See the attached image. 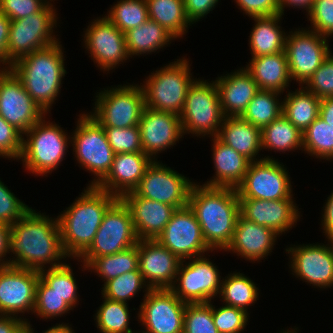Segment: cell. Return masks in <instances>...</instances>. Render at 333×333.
<instances>
[{
	"mask_svg": "<svg viewBox=\"0 0 333 333\" xmlns=\"http://www.w3.org/2000/svg\"><path fill=\"white\" fill-rule=\"evenodd\" d=\"M8 254L13 258L8 257L7 265L15 267L40 271L63 265L69 257L61 244L58 218L31 208L10 226Z\"/></svg>",
	"mask_w": 333,
	"mask_h": 333,
	"instance_id": "obj_1",
	"label": "cell"
},
{
	"mask_svg": "<svg viewBox=\"0 0 333 333\" xmlns=\"http://www.w3.org/2000/svg\"><path fill=\"white\" fill-rule=\"evenodd\" d=\"M188 205L200 224L207 246L212 251H225L232 241L240 215L237 189L195 182L190 190Z\"/></svg>",
	"mask_w": 333,
	"mask_h": 333,
	"instance_id": "obj_2",
	"label": "cell"
},
{
	"mask_svg": "<svg viewBox=\"0 0 333 333\" xmlns=\"http://www.w3.org/2000/svg\"><path fill=\"white\" fill-rule=\"evenodd\" d=\"M117 199L96 186H87L84 192L57 216L61 244L70 259H78L90 247L105 212Z\"/></svg>",
	"mask_w": 333,
	"mask_h": 333,
	"instance_id": "obj_3",
	"label": "cell"
},
{
	"mask_svg": "<svg viewBox=\"0 0 333 333\" xmlns=\"http://www.w3.org/2000/svg\"><path fill=\"white\" fill-rule=\"evenodd\" d=\"M60 41L35 50L19 59L10 69L21 80L24 89L48 115L60 94L65 77V54Z\"/></svg>",
	"mask_w": 333,
	"mask_h": 333,
	"instance_id": "obj_4",
	"label": "cell"
},
{
	"mask_svg": "<svg viewBox=\"0 0 333 333\" xmlns=\"http://www.w3.org/2000/svg\"><path fill=\"white\" fill-rule=\"evenodd\" d=\"M65 131L44 116L23 134L19 160L27 172L35 176H48V173L59 168L71 145V136Z\"/></svg>",
	"mask_w": 333,
	"mask_h": 333,
	"instance_id": "obj_5",
	"label": "cell"
},
{
	"mask_svg": "<svg viewBox=\"0 0 333 333\" xmlns=\"http://www.w3.org/2000/svg\"><path fill=\"white\" fill-rule=\"evenodd\" d=\"M190 66L188 58L182 57L152 71L144 84L140 83L145 107L180 115L189 86L196 79L192 77Z\"/></svg>",
	"mask_w": 333,
	"mask_h": 333,
	"instance_id": "obj_6",
	"label": "cell"
},
{
	"mask_svg": "<svg viewBox=\"0 0 333 333\" xmlns=\"http://www.w3.org/2000/svg\"><path fill=\"white\" fill-rule=\"evenodd\" d=\"M183 134L215 137L225 118L215 82L195 79L189 86L179 115Z\"/></svg>",
	"mask_w": 333,
	"mask_h": 333,
	"instance_id": "obj_7",
	"label": "cell"
},
{
	"mask_svg": "<svg viewBox=\"0 0 333 333\" xmlns=\"http://www.w3.org/2000/svg\"><path fill=\"white\" fill-rule=\"evenodd\" d=\"M78 116L77 127L71 133L74 158L81 168L94 175L88 186H96L108 174L115 153L103 127L88 112Z\"/></svg>",
	"mask_w": 333,
	"mask_h": 333,
	"instance_id": "obj_8",
	"label": "cell"
},
{
	"mask_svg": "<svg viewBox=\"0 0 333 333\" xmlns=\"http://www.w3.org/2000/svg\"><path fill=\"white\" fill-rule=\"evenodd\" d=\"M54 6L48 3L37 13L11 21L7 48V63L10 66L31 52L59 41L54 34L59 18Z\"/></svg>",
	"mask_w": 333,
	"mask_h": 333,
	"instance_id": "obj_9",
	"label": "cell"
},
{
	"mask_svg": "<svg viewBox=\"0 0 333 333\" xmlns=\"http://www.w3.org/2000/svg\"><path fill=\"white\" fill-rule=\"evenodd\" d=\"M97 93L93 111L88 114L102 127L128 128L139 124L145 108L144 93L139 84H121Z\"/></svg>",
	"mask_w": 333,
	"mask_h": 333,
	"instance_id": "obj_10",
	"label": "cell"
},
{
	"mask_svg": "<svg viewBox=\"0 0 333 333\" xmlns=\"http://www.w3.org/2000/svg\"><path fill=\"white\" fill-rule=\"evenodd\" d=\"M203 255L181 260L171 290L185 303H207L218 297L221 276L218 266ZM188 260V261H186Z\"/></svg>",
	"mask_w": 333,
	"mask_h": 333,
	"instance_id": "obj_11",
	"label": "cell"
},
{
	"mask_svg": "<svg viewBox=\"0 0 333 333\" xmlns=\"http://www.w3.org/2000/svg\"><path fill=\"white\" fill-rule=\"evenodd\" d=\"M129 208L118 198L105 212L90 247L79 258H97L138 244Z\"/></svg>",
	"mask_w": 333,
	"mask_h": 333,
	"instance_id": "obj_12",
	"label": "cell"
},
{
	"mask_svg": "<svg viewBox=\"0 0 333 333\" xmlns=\"http://www.w3.org/2000/svg\"><path fill=\"white\" fill-rule=\"evenodd\" d=\"M328 38L307 28L289 31L284 51L292 80L303 86L332 52Z\"/></svg>",
	"mask_w": 333,
	"mask_h": 333,
	"instance_id": "obj_13",
	"label": "cell"
},
{
	"mask_svg": "<svg viewBox=\"0 0 333 333\" xmlns=\"http://www.w3.org/2000/svg\"><path fill=\"white\" fill-rule=\"evenodd\" d=\"M264 158L250 163L243 182L236 188L239 198L293 199L287 167L273 156L267 155Z\"/></svg>",
	"mask_w": 333,
	"mask_h": 333,
	"instance_id": "obj_14",
	"label": "cell"
},
{
	"mask_svg": "<svg viewBox=\"0 0 333 333\" xmlns=\"http://www.w3.org/2000/svg\"><path fill=\"white\" fill-rule=\"evenodd\" d=\"M137 317L145 330L138 333H183L187 303L171 289H150L144 293Z\"/></svg>",
	"mask_w": 333,
	"mask_h": 333,
	"instance_id": "obj_15",
	"label": "cell"
},
{
	"mask_svg": "<svg viewBox=\"0 0 333 333\" xmlns=\"http://www.w3.org/2000/svg\"><path fill=\"white\" fill-rule=\"evenodd\" d=\"M195 182L160 161H152L133 192L139 197L174 206L188 205L190 190Z\"/></svg>",
	"mask_w": 333,
	"mask_h": 333,
	"instance_id": "obj_16",
	"label": "cell"
},
{
	"mask_svg": "<svg viewBox=\"0 0 333 333\" xmlns=\"http://www.w3.org/2000/svg\"><path fill=\"white\" fill-rule=\"evenodd\" d=\"M91 23V24H90ZM84 31L86 53L101 71L114 69L129 60L125 33L121 32L107 17H96Z\"/></svg>",
	"mask_w": 333,
	"mask_h": 333,
	"instance_id": "obj_17",
	"label": "cell"
},
{
	"mask_svg": "<svg viewBox=\"0 0 333 333\" xmlns=\"http://www.w3.org/2000/svg\"><path fill=\"white\" fill-rule=\"evenodd\" d=\"M48 116L11 69H0V116L22 134Z\"/></svg>",
	"mask_w": 333,
	"mask_h": 333,
	"instance_id": "obj_18",
	"label": "cell"
},
{
	"mask_svg": "<svg viewBox=\"0 0 333 333\" xmlns=\"http://www.w3.org/2000/svg\"><path fill=\"white\" fill-rule=\"evenodd\" d=\"M180 260L200 257L213 252L206 244L200 224L189 205L176 209L156 239ZM206 252V254H205Z\"/></svg>",
	"mask_w": 333,
	"mask_h": 333,
	"instance_id": "obj_19",
	"label": "cell"
},
{
	"mask_svg": "<svg viewBox=\"0 0 333 333\" xmlns=\"http://www.w3.org/2000/svg\"><path fill=\"white\" fill-rule=\"evenodd\" d=\"M327 241L285 248L292 274L323 290L333 286V241Z\"/></svg>",
	"mask_w": 333,
	"mask_h": 333,
	"instance_id": "obj_20",
	"label": "cell"
},
{
	"mask_svg": "<svg viewBox=\"0 0 333 333\" xmlns=\"http://www.w3.org/2000/svg\"><path fill=\"white\" fill-rule=\"evenodd\" d=\"M39 277L36 270L0 266V315L33 314Z\"/></svg>",
	"mask_w": 333,
	"mask_h": 333,
	"instance_id": "obj_21",
	"label": "cell"
},
{
	"mask_svg": "<svg viewBox=\"0 0 333 333\" xmlns=\"http://www.w3.org/2000/svg\"><path fill=\"white\" fill-rule=\"evenodd\" d=\"M138 125L143 152L153 161L158 159L157 154L172 148L176 142L184 138L181 119L172 112L145 107Z\"/></svg>",
	"mask_w": 333,
	"mask_h": 333,
	"instance_id": "obj_22",
	"label": "cell"
},
{
	"mask_svg": "<svg viewBox=\"0 0 333 333\" xmlns=\"http://www.w3.org/2000/svg\"><path fill=\"white\" fill-rule=\"evenodd\" d=\"M138 269L149 289H171L181 260L156 240L138 241Z\"/></svg>",
	"mask_w": 333,
	"mask_h": 333,
	"instance_id": "obj_23",
	"label": "cell"
},
{
	"mask_svg": "<svg viewBox=\"0 0 333 333\" xmlns=\"http://www.w3.org/2000/svg\"><path fill=\"white\" fill-rule=\"evenodd\" d=\"M294 199L262 200L239 198L240 215L256 224L271 228L280 236L300 220V209Z\"/></svg>",
	"mask_w": 333,
	"mask_h": 333,
	"instance_id": "obj_24",
	"label": "cell"
},
{
	"mask_svg": "<svg viewBox=\"0 0 333 333\" xmlns=\"http://www.w3.org/2000/svg\"><path fill=\"white\" fill-rule=\"evenodd\" d=\"M277 237L280 235L271 228L251 222L239 215L232 241L225 252L236 253L251 263L259 262L273 252Z\"/></svg>",
	"mask_w": 333,
	"mask_h": 333,
	"instance_id": "obj_25",
	"label": "cell"
},
{
	"mask_svg": "<svg viewBox=\"0 0 333 333\" xmlns=\"http://www.w3.org/2000/svg\"><path fill=\"white\" fill-rule=\"evenodd\" d=\"M120 199L130 210L139 240H156L176 210L174 206L139 197L133 191Z\"/></svg>",
	"mask_w": 333,
	"mask_h": 333,
	"instance_id": "obj_26",
	"label": "cell"
},
{
	"mask_svg": "<svg viewBox=\"0 0 333 333\" xmlns=\"http://www.w3.org/2000/svg\"><path fill=\"white\" fill-rule=\"evenodd\" d=\"M152 161L144 152L115 154L108 174L96 187L121 198L138 186Z\"/></svg>",
	"mask_w": 333,
	"mask_h": 333,
	"instance_id": "obj_27",
	"label": "cell"
},
{
	"mask_svg": "<svg viewBox=\"0 0 333 333\" xmlns=\"http://www.w3.org/2000/svg\"><path fill=\"white\" fill-rule=\"evenodd\" d=\"M225 117H239L259 91L256 81L243 67L239 70L216 77L214 80Z\"/></svg>",
	"mask_w": 333,
	"mask_h": 333,
	"instance_id": "obj_28",
	"label": "cell"
},
{
	"mask_svg": "<svg viewBox=\"0 0 333 333\" xmlns=\"http://www.w3.org/2000/svg\"><path fill=\"white\" fill-rule=\"evenodd\" d=\"M210 138L213 141L211 147L215 175L203 185L236 189L243 182L251 161L216 136Z\"/></svg>",
	"mask_w": 333,
	"mask_h": 333,
	"instance_id": "obj_29",
	"label": "cell"
},
{
	"mask_svg": "<svg viewBox=\"0 0 333 333\" xmlns=\"http://www.w3.org/2000/svg\"><path fill=\"white\" fill-rule=\"evenodd\" d=\"M244 68L256 81L259 90L289 91L292 81L285 51L251 58Z\"/></svg>",
	"mask_w": 333,
	"mask_h": 333,
	"instance_id": "obj_30",
	"label": "cell"
},
{
	"mask_svg": "<svg viewBox=\"0 0 333 333\" xmlns=\"http://www.w3.org/2000/svg\"><path fill=\"white\" fill-rule=\"evenodd\" d=\"M216 137L251 162L265 159L258 154L262 150L261 129L241 116L225 117Z\"/></svg>",
	"mask_w": 333,
	"mask_h": 333,
	"instance_id": "obj_31",
	"label": "cell"
},
{
	"mask_svg": "<svg viewBox=\"0 0 333 333\" xmlns=\"http://www.w3.org/2000/svg\"><path fill=\"white\" fill-rule=\"evenodd\" d=\"M254 26L250 31L249 47L252 58L284 51L286 37L281 27L282 15L251 17Z\"/></svg>",
	"mask_w": 333,
	"mask_h": 333,
	"instance_id": "obj_32",
	"label": "cell"
},
{
	"mask_svg": "<svg viewBox=\"0 0 333 333\" xmlns=\"http://www.w3.org/2000/svg\"><path fill=\"white\" fill-rule=\"evenodd\" d=\"M176 39L165 27L151 19L125 32L126 47L131 58L155 53Z\"/></svg>",
	"mask_w": 333,
	"mask_h": 333,
	"instance_id": "obj_33",
	"label": "cell"
},
{
	"mask_svg": "<svg viewBox=\"0 0 333 333\" xmlns=\"http://www.w3.org/2000/svg\"><path fill=\"white\" fill-rule=\"evenodd\" d=\"M82 262L81 271L88 270L97 273L104 284L124 273L138 269V244L124 249L118 253L99 256L97 258H78Z\"/></svg>",
	"mask_w": 333,
	"mask_h": 333,
	"instance_id": "obj_34",
	"label": "cell"
},
{
	"mask_svg": "<svg viewBox=\"0 0 333 333\" xmlns=\"http://www.w3.org/2000/svg\"><path fill=\"white\" fill-rule=\"evenodd\" d=\"M321 99L300 86L287 91L283 99L282 115L302 133L319 117Z\"/></svg>",
	"mask_w": 333,
	"mask_h": 333,
	"instance_id": "obj_35",
	"label": "cell"
},
{
	"mask_svg": "<svg viewBox=\"0 0 333 333\" xmlns=\"http://www.w3.org/2000/svg\"><path fill=\"white\" fill-rule=\"evenodd\" d=\"M261 146L262 151L285 153L301 149L303 152V133L281 115L261 129Z\"/></svg>",
	"mask_w": 333,
	"mask_h": 333,
	"instance_id": "obj_36",
	"label": "cell"
},
{
	"mask_svg": "<svg viewBox=\"0 0 333 333\" xmlns=\"http://www.w3.org/2000/svg\"><path fill=\"white\" fill-rule=\"evenodd\" d=\"M149 19L165 27L177 39H183L192 26L185 12L184 0H146Z\"/></svg>",
	"mask_w": 333,
	"mask_h": 333,
	"instance_id": "obj_37",
	"label": "cell"
},
{
	"mask_svg": "<svg viewBox=\"0 0 333 333\" xmlns=\"http://www.w3.org/2000/svg\"><path fill=\"white\" fill-rule=\"evenodd\" d=\"M224 278H222L218 296L220 300L224 305L241 308L248 312L250 306L259 300L257 284L245 274L236 271L230 272Z\"/></svg>",
	"mask_w": 333,
	"mask_h": 333,
	"instance_id": "obj_38",
	"label": "cell"
},
{
	"mask_svg": "<svg viewBox=\"0 0 333 333\" xmlns=\"http://www.w3.org/2000/svg\"><path fill=\"white\" fill-rule=\"evenodd\" d=\"M281 94L273 90H259L249 102L241 117L260 129L269 125L282 115L283 101L280 97Z\"/></svg>",
	"mask_w": 333,
	"mask_h": 333,
	"instance_id": "obj_39",
	"label": "cell"
},
{
	"mask_svg": "<svg viewBox=\"0 0 333 333\" xmlns=\"http://www.w3.org/2000/svg\"><path fill=\"white\" fill-rule=\"evenodd\" d=\"M102 304L97 309L94 320L101 333H138L129 327V304L113 301L103 297Z\"/></svg>",
	"mask_w": 333,
	"mask_h": 333,
	"instance_id": "obj_40",
	"label": "cell"
},
{
	"mask_svg": "<svg viewBox=\"0 0 333 333\" xmlns=\"http://www.w3.org/2000/svg\"><path fill=\"white\" fill-rule=\"evenodd\" d=\"M303 151L319 160H333V128L320 117L304 131Z\"/></svg>",
	"mask_w": 333,
	"mask_h": 333,
	"instance_id": "obj_41",
	"label": "cell"
},
{
	"mask_svg": "<svg viewBox=\"0 0 333 333\" xmlns=\"http://www.w3.org/2000/svg\"><path fill=\"white\" fill-rule=\"evenodd\" d=\"M121 32L139 27L149 19L146 0H119L104 15Z\"/></svg>",
	"mask_w": 333,
	"mask_h": 333,
	"instance_id": "obj_42",
	"label": "cell"
},
{
	"mask_svg": "<svg viewBox=\"0 0 333 333\" xmlns=\"http://www.w3.org/2000/svg\"><path fill=\"white\" fill-rule=\"evenodd\" d=\"M72 266L64 263L55 268L39 271L40 278L74 309L79 304L78 286ZM78 303V304H77Z\"/></svg>",
	"mask_w": 333,
	"mask_h": 333,
	"instance_id": "obj_43",
	"label": "cell"
},
{
	"mask_svg": "<svg viewBox=\"0 0 333 333\" xmlns=\"http://www.w3.org/2000/svg\"><path fill=\"white\" fill-rule=\"evenodd\" d=\"M102 285V297L127 304L141 289L144 288L143 293L150 290L139 269L124 273Z\"/></svg>",
	"mask_w": 333,
	"mask_h": 333,
	"instance_id": "obj_44",
	"label": "cell"
},
{
	"mask_svg": "<svg viewBox=\"0 0 333 333\" xmlns=\"http://www.w3.org/2000/svg\"><path fill=\"white\" fill-rule=\"evenodd\" d=\"M70 310L74 309L39 277L33 313L40 319L52 320L70 313Z\"/></svg>",
	"mask_w": 333,
	"mask_h": 333,
	"instance_id": "obj_45",
	"label": "cell"
},
{
	"mask_svg": "<svg viewBox=\"0 0 333 333\" xmlns=\"http://www.w3.org/2000/svg\"><path fill=\"white\" fill-rule=\"evenodd\" d=\"M183 333H219L212 316V301L187 303L183 319Z\"/></svg>",
	"mask_w": 333,
	"mask_h": 333,
	"instance_id": "obj_46",
	"label": "cell"
},
{
	"mask_svg": "<svg viewBox=\"0 0 333 333\" xmlns=\"http://www.w3.org/2000/svg\"><path fill=\"white\" fill-rule=\"evenodd\" d=\"M213 322L219 333H241L247 326L249 312L244 309L222 305L216 308L212 303Z\"/></svg>",
	"mask_w": 333,
	"mask_h": 333,
	"instance_id": "obj_47",
	"label": "cell"
},
{
	"mask_svg": "<svg viewBox=\"0 0 333 333\" xmlns=\"http://www.w3.org/2000/svg\"><path fill=\"white\" fill-rule=\"evenodd\" d=\"M115 154L143 152L139 125L128 128L103 127Z\"/></svg>",
	"mask_w": 333,
	"mask_h": 333,
	"instance_id": "obj_48",
	"label": "cell"
},
{
	"mask_svg": "<svg viewBox=\"0 0 333 333\" xmlns=\"http://www.w3.org/2000/svg\"><path fill=\"white\" fill-rule=\"evenodd\" d=\"M333 53L323 61L320 67L308 79L303 87L319 99L333 97Z\"/></svg>",
	"mask_w": 333,
	"mask_h": 333,
	"instance_id": "obj_49",
	"label": "cell"
},
{
	"mask_svg": "<svg viewBox=\"0 0 333 333\" xmlns=\"http://www.w3.org/2000/svg\"><path fill=\"white\" fill-rule=\"evenodd\" d=\"M305 15L311 23L308 29L328 39L333 36V0H314L312 9Z\"/></svg>",
	"mask_w": 333,
	"mask_h": 333,
	"instance_id": "obj_50",
	"label": "cell"
},
{
	"mask_svg": "<svg viewBox=\"0 0 333 333\" xmlns=\"http://www.w3.org/2000/svg\"><path fill=\"white\" fill-rule=\"evenodd\" d=\"M31 208L18 199L0 179V223L11 226Z\"/></svg>",
	"mask_w": 333,
	"mask_h": 333,
	"instance_id": "obj_51",
	"label": "cell"
},
{
	"mask_svg": "<svg viewBox=\"0 0 333 333\" xmlns=\"http://www.w3.org/2000/svg\"><path fill=\"white\" fill-rule=\"evenodd\" d=\"M23 134L0 116V157L19 160Z\"/></svg>",
	"mask_w": 333,
	"mask_h": 333,
	"instance_id": "obj_52",
	"label": "cell"
},
{
	"mask_svg": "<svg viewBox=\"0 0 333 333\" xmlns=\"http://www.w3.org/2000/svg\"><path fill=\"white\" fill-rule=\"evenodd\" d=\"M46 0H0V10L12 21L41 11Z\"/></svg>",
	"mask_w": 333,
	"mask_h": 333,
	"instance_id": "obj_53",
	"label": "cell"
},
{
	"mask_svg": "<svg viewBox=\"0 0 333 333\" xmlns=\"http://www.w3.org/2000/svg\"><path fill=\"white\" fill-rule=\"evenodd\" d=\"M241 12L251 17L280 14L278 0H234Z\"/></svg>",
	"mask_w": 333,
	"mask_h": 333,
	"instance_id": "obj_54",
	"label": "cell"
},
{
	"mask_svg": "<svg viewBox=\"0 0 333 333\" xmlns=\"http://www.w3.org/2000/svg\"><path fill=\"white\" fill-rule=\"evenodd\" d=\"M219 0H184L185 12L192 24L213 11Z\"/></svg>",
	"mask_w": 333,
	"mask_h": 333,
	"instance_id": "obj_55",
	"label": "cell"
},
{
	"mask_svg": "<svg viewBox=\"0 0 333 333\" xmlns=\"http://www.w3.org/2000/svg\"><path fill=\"white\" fill-rule=\"evenodd\" d=\"M10 24L11 20L0 10V69H10L11 67L7 63Z\"/></svg>",
	"mask_w": 333,
	"mask_h": 333,
	"instance_id": "obj_56",
	"label": "cell"
},
{
	"mask_svg": "<svg viewBox=\"0 0 333 333\" xmlns=\"http://www.w3.org/2000/svg\"><path fill=\"white\" fill-rule=\"evenodd\" d=\"M324 204L321 213V229H323L324 236L329 241H333V192L327 197Z\"/></svg>",
	"mask_w": 333,
	"mask_h": 333,
	"instance_id": "obj_57",
	"label": "cell"
},
{
	"mask_svg": "<svg viewBox=\"0 0 333 333\" xmlns=\"http://www.w3.org/2000/svg\"><path fill=\"white\" fill-rule=\"evenodd\" d=\"M28 321L24 317L0 315V333H18Z\"/></svg>",
	"mask_w": 333,
	"mask_h": 333,
	"instance_id": "obj_58",
	"label": "cell"
},
{
	"mask_svg": "<svg viewBox=\"0 0 333 333\" xmlns=\"http://www.w3.org/2000/svg\"><path fill=\"white\" fill-rule=\"evenodd\" d=\"M10 226L0 223V266L7 265Z\"/></svg>",
	"mask_w": 333,
	"mask_h": 333,
	"instance_id": "obj_59",
	"label": "cell"
},
{
	"mask_svg": "<svg viewBox=\"0 0 333 333\" xmlns=\"http://www.w3.org/2000/svg\"><path fill=\"white\" fill-rule=\"evenodd\" d=\"M313 3H314V0H278L280 14L282 16L285 15L284 10L286 9V7L290 8V6H291V8H295V9L298 8V10L303 9L308 14L313 7Z\"/></svg>",
	"mask_w": 333,
	"mask_h": 333,
	"instance_id": "obj_60",
	"label": "cell"
},
{
	"mask_svg": "<svg viewBox=\"0 0 333 333\" xmlns=\"http://www.w3.org/2000/svg\"><path fill=\"white\" fill-rule=\"evenodd\" d=\"M319 117L333 128V97L321 99Z\"/></svg>",
	"mask_w": 333,
	"mask_h": 333,
	"instance_id": "obj_61",
	"label": "cell"
},
{
	"mask_svg": "<svg viewBox=\"0 0 333 333\" xmlns=\"http://www.w3.org/2000/svg\"><path fill=\"white\" fill-rule=\"evenodd\" d=\"M32 324H30V333L34 332V328H32ZM42 333H75L69 323L62 322L55 324V326L49 327L47 330H44Z\"/></svg>",
	"mask_w": 333,
	"mask_h": 333,
	"instance_id": "obj_62",
	"label": "cell"
},
{
	"mask_svg": "<svg viewBox=\"0 0 333 333\" xmlns=\"http://www.w3.org/2000/svg\"><path fill=\"white\" fill-rule=\"evenodd\" d=\"M18 333H30V321H28L26 326Z\"/></svg>",
	"mask_w": 333,
	"mask_h": 333,
	"instance_id": "obj_63",
	"label": "cell"
},
{
	"mask_svg": "<svg viewBox=\"0 0 333 333\" xmlns=\"http://www.w3.org/2000/svg\"><path fill=\"white\" fill-rule=\"evenodd\" d=\"M298 329V327L297 328H290V330L289 329H286V330H283V331H281L280 333H297L298 331H299V329Z\"/></svg>",
	"mask_w": 333,
	"mask_h": 333,
	"instance_id": "obj_64",
	"label": "cell"
},
{
	"mask_svg": "<svg viewBox=\"0 0 333 333\" xmlns=\"http://www.w3.org/2000/svg\"><path fill=\"white\" fill-rule=\"evenodd\" d=\"M48 3H52V1L54 2L55 0H46Z\"/></svg>",
	"mask_w": 333,
	"mask_h": 333,
	"instance_id": "obj_65",
	"label": "cell"
}]
</instances>
